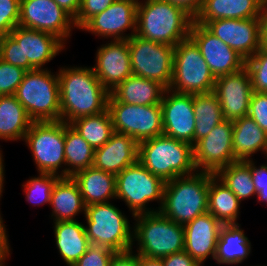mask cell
<instances>
[{"instance_id": "7a4b0ae2", "label": "cell", "mask_w": 267, "mask_h": 266, "mask_svg": "<svg viewBox=\"0 0 267 266\" xmlns=\"http://www.w3.org/2000/svg\"><path fill=\"white\" fill-rule=\"evenodd\" d=\"M194 18L180 6L164 0H139L135 35L176 46L189 37Z\"/></svg>"}, {"instance_id": "f5cc1de1", "label": "cell", "mask_w": 267, "mask_h": 266, "mask_svg": "<svg viewBox=\"0 0 267 266\" xmlns=\"http://www.w3.org/2000/svg\"><path fill=\"white\" fill-rule=\"evenodd\" d=\"M1 147V146H0ZM3 153H2V148H0V199L3 196V190H4V182H5V163L3 160Z\"/></svg>"}, {"instance_id": "db71d44e", "label": "cell", "mask_w": 267, "mask_h": 266, "mask_svg": "<svg viewBox=\"0 0 267 266\" xmlns=\"http://www.w3.org/2000/svg\"><path fill=\"white\" fill-rule=\"evenodd\" d=\"M259 20L261 27H267V0H261L260 2Z\"/></svg>"}, {"instance_id": "2e32d148", "label": "cell", "mask_w": 267, "mask_h": 266, "mask_svg": "<svg viewBox=\"0 0 267 266\" xmlns=\"http://www.w3.org/2000/svg\"><path fill=\"white\" fill-rule=\"evenodd\" d=\"M189 37L199 48L215 78L238 72L245 67L246 60L242 56L194 20Z\"/></svg>"}, {"instance_id": "d6a6232c", "label": "cell", "mask_w": 267, "mask_h": 266, "mask_svg": "<svg viewBox=\"0 0 267 266\" xmlns=\"http://www.w3.org/2000/svg\"><path fill=\"white\" fill-rule=\"evenodd\" d=\"M193 112L196 117L194 144L224 121L221 105L214 91L193 95Z\"/></svg>"}, {"instance_id": "4dcf8cb0", "label": "cell", "mask_w": 267, "mask_h": 266, "mask_svg": "<svg viewBox=\"0 0 267 266\" xmlns=\"http://www.w3.org/2000/svg\"><path fill=\"white\" fill-rule=\"evenodd\" d=\"M32 122L15 95L0 96V140L23 141Z\"/></svg>"}, {"instance_id": "e575fe53", "label": "cell", "mask_w": 267, "mask_h": 266, "mask_svg": "<svg viewBox=\"0 0 267 266\" xmlns=\"http://www.w3.org/2000/svg\"><path fill=\"white\" fill-rule=\"evenodd\" d=\"M70 125L94 149L103 146L114 133L112 118L108 109L97 115L77 118Z\"/></svg>"}, {"instance_id": "8fae6325", "label": "cell", "mask_w": 267, "mask_h": 266, "mask_svg": "<svg viewBox=\"0 0 267 266\" xmlns=\"http://www.w3.org/2000/svg\"><path fill=\"white\" fill-rule=\"evenodd\" d=\"M114 132L131 136L137 143L163 135L160 105H133L108 98Z\"/></svg>"}, {"instance_id": "d590c367", "label": "cell", "mask_w": 267, "mask_h": 266, "mask_svg": "<svg viewBox=\"0 0 267 266\" xmlns=\"http://www.w3.org/2000/svg\"><path fill=\"white\" fill-rule=\"evenodd\" d=\"M215 175L238 197L240 202L257 196L250 171V160L231 163L221 168Z\"/></svg>"}, {"instance_id": "44dd1931", "label": "cell", "mask_w": 267, "mask_h": 266, "mask_svg": "<svg viewBox=\"0 0 267 266\" xmlns=\"http://www.w3.org/2000/svg\"><path fill=\"white\" fill-rule=\"evenodd\" d=\"M214 92L220 102L224 120L234 121L248 116L253 89L245 67L238 72L217 77Z\"/></svg>"}, {"instance_id": "816d5d0a", "label": "cell", "mask_w": 267, "mask_h": 266, "mask_svg": "<svg viewBox=\"0 0 267 266\" xmlns=\"http://www.w3.org/2000/svg\"><path fill=\"white\" fill-rule=\"evenodd\" d=\"M139 266H164L161 259L149 258L139 255Z\"/></svg>"}, {"instance_id": "484cf974", "label": "cell", "mask_w": 267, "mask_h": 266, "mask_svg": "<svg viewBox=\"0 0 267 266\" xmlns=\"http://www.w3.org/2000/svg\"><path fill=\"white\" fill-rule=\"evenodd\" d=\"M233 122V152L237 161L253 159L255 153L265 154L267 159V133L249 116ZM252 157V158H251Z\"/></svg>"}, {"instance_id": "836d02e7", "label": "cell", "mask_w": 267, "mask_h": 266, "mask_svg": "<svg viewBox=\"0 0 267 266\" xmlns=\"http://www.w3.org/2000/svg\"><path fill=\"white\" fill-rule=\"evenodd\" d=\"M64 149L66 177L93 166L95 149L66 122Z\"/></svg>"}, {"instance_id": "4316f807", "label": "cell", "mask_w": 267, "mask_h": 266, "mask_svg": "<svg viewBox=\"0 0 267 266\" xmlns=\"http://www.w3.org/2000/svg\"><path fill=\"white\" fill-rule=\"evenodd\" d=\"M261 0H204L194 21L206 25L215 19L259 18Z\"/></svg>"}, {"instance_id": "9a60e30c", "label": "cell", "mask_w": 267, "mask_h": 266, "mask_svg": "<svg viewBox=\"0 0 267 266\" xmlns=\"http://www.w3.org/2000/svg\"><path fill=\"white\" fill-rule=\"evenodd\" d=\"M138 1L116 0L104 11L93 16L80 30L90 32L100 39L128 40L136 32ZM127 30L131 32L126 34Z\"/></svg>"}, {"instance_id": "ba28073f", "label": "cell", "mask_w": 267, "mask_h": 266, "mask_svg": "<svg viewBox=\"0 0 267 266\" xmlns=\"http://www.w3.org/2000/svg\"><path fill=\"white\" fill-rule=\"evenodd\" d=\"M165 182L152 174L139 161L116 175V200L124 201L132 217L159 211L163 202ZM158 207L148 208L149 202Z\"/></svg>"}, {"instance_id": "7bdbcfd3", "label": "cell", "mask_w": 267, "mask_h": 266, "mask_svg": "<svg viewBox=\"0 0 267 266\" xmlns=\"http://www.w3.org/2000/svg\"><path fill=\"white\" fill-rule=\"evenodd\" d=\"M248 116L267 133V93H252Z\"/></svg>"}, {"instance_id": "ee69618b", "label": "cell", "mask_w": 267, "mask_h": 266, "mask_svg": "<svg viewBox=\"0 0 267 266\" xmlns=\"http://www.w3.org/2000/svg\"><path fill=\"white\" fill-rule=\"evenodd\" d=\"M0 59L22 68L21 46L10 34L0 36Z\"/></svg>"}, {"instance_id": "e0dca14e", "label": "cell", "mask_w": 267, "mask_h": 266, "mask_svg": "<svg viewBox=\"0 0 267 266\" xmlns=\"http://www.w3.org/2000/svg\"><path fill=\"white\" fill-rule=\"evenodd\" d=\"M163 135L194 145L193 95L166 89L160 103Z\"/></svg>"}, {"instance_id": "7402d4cb", "label": "cell", "mask_w": 267, "mask_h": 266, "mask_svg": "<svg viewBox=\"0 0 267 266\" xmlns=\"http://www.w3.org/2000/svg\"><path fill=\"white\" fill-rule=\"evenodd\" d=\"M223 224L209 212L184 225V251L201 266L215 258L219 232Z\"/></svg>"}, {"instance_id": "cb8c5ba5", "label": "cell", "mask_w": 267, "mask_h": 266, "mask_svg": "<svg viewBox=\"0 0 267 266\" xmlns=\"http://www.w3.org/2000/svg\"><path fill=\"white\" fill-rule=\"evenodd\" d=\"M72 178L79 186L85 206L116 199V175L112 173L91 166L78 171Z\"/></svg>"}, {"instance_id": "5bb4252c", "label": "cell", "mask_w": 267, "mask_h": 266, "mask_svg": "<svg viewBox=\"0 0 267 266\" xmlns=\"http://www.w3.org/2000/svg\"><path fill=\"white\" fill-rule=\"evenodd\" d=\"M193 160L197 171L216 174L221 168L236 162L233 152V122L224 120L193 145Z\"/></svg>"}, {"instance_id": "4fadbf2b", "label": "cell", "mask_w": 267, "mask_h": 266, "mask_svg": "<svg viewBox=\"0 0 267 266\" xmlns=\"http://www.w3.org/2000/svg\"><path fill=\"white\" fill-rule=\"evenodd\" d=\"M19 26L55 35L65 45L76 28L74 19L54 0H20Z\"/></svg>"}, {"instance_id": "60d3db41", "label": "cell", "mask_w": 267, "mask_h": 266, "mask_svg": "<svg viewBox=\"0 0 267 266\" xmlns=\"http://www.w3.org/2000/svg\"><path fill=\"white\" fill-rule=\"evenodd\" d=\"M115 253L108 247L90 244L87 251L72 266H109Z\"/></svg>"}, {"instance_id": "f907efd6", "label": "cell", "mask_w": 267, "mask_h": 266, "mask_svg": "<svg viewBox=\"0 0 267 266\" xmlns=\"http://www.w3.org/2000/svg\"><path fill=\"white\" fill-rule=\"evenodd\" d=\"M1 200V199H0ZM3 216L1 215L0 210V242L11 252L10 243L8 239V231L6 230V226L4 224Z\"/></svg>"}, {"instance_id": "3957f363", "label": "cell", "mask_w": 267, "mask_h": 266, "mask_svg": "<svg viewBox=\"0 0 267 266\" xmlns=\"http://www.w3.org/2000/svg\"><path fill=\"white\" fill-rule=\"evenodd\" d=\"M213 173L196 171L165 182L159 212L177 224L185 225L208 212L209 182Z\"/></svg>"}, {"instance_id": "7dc6e473", "label": "cell", "mask_w": 267, "mask_h": 266, "mask_svg": "<svg viewBox=\"0 0 267 266\" xmlns=\"http://www.w3.org/2000/svg\"><path fill=\"white\" fill-rule=\"evenodd\" d=\"M109 266H139V255L134 250L116 252Z\"/></svg>"}, {"instance_id": "bcb514c9", "label": "cell", "mask_w": 267, "mask_h": 266, "mask_svg": "<svg viewBox=\"0 0 267 266\" xmlns=\"http://www.w3.org/2000/svg\"><path fill=\"white\" fill-rule=\"evenodd\" d=\"M164 266H201L187 252L180 251L161 258Z\"/></svg>"}, {"instance_id": "f35d334b", "label": "cell", "mask_w": 267, "mask_h": 266, "mask_svg": "<svg viewBox=\"0 0 267 266\" xmlns=\"http://www.w3.org/2000/svg\"><path fill=\"white\" fill-rule=\"evenodd\" d=\"M26 70L0 59V96L15 95Z\"/></svg>"}, {"instance_id": "ffe728a7", "label": "cell", "mask_w": 267, "mask_h": 266, "mask_svg": "<svg viewBox=\"0 0 267 266\" xmlns=\"http://www.w3.org/2000/svg\"><path fill=\"white\" fill-rule=\"evenodd\" d=\"M92 69L103 87L113 91L133 74L128 40H110L97 48Z\"/></svg>"}, {"instance_id": "ab89813d", "label": "cell", "mask_w": 267, "mask_h": 266, "mask_svg": "<svg viewBox=\"0 0 267 266\" xmlns=\"http://www.w3.org/2000/svg\"><path fill=\"white\" fill-rule=\"evenodd\" d=\"M20 0H0V36L19 25Z\"/></svg>"}, {"instance_id": "277c9868", "label": "cell", "mask_w": 267, "mask_h": 266, "mask_svg": "<svg viewBox=\"0 0 267 266\" xmlns=\"http://www.w3.org/2000/svg\"><path fill=\"white\" fill-rule=\"evenodd\" d=\"M138 161L164 182L197 171L193 146L165 135L138 143Z\"/></svg>"}, {"instance_id": "7c38bea8", "label": "cell", "mask_w": 267, "mask_h": 266, "mask_svg": "<svg viewBox=\"0 0 267 266\" xmlns=\"http://www.w3.org/2000/svg\"><path fill=\"white\" fill-rule=\"evenodd\" d=\"M133 75L169 88L173 75L174 46L133 35L128 39Z\"/></svg>"}, {"instance_id": "8d00e7d4", "label": "cell", "mask_w": 267, "mask_h": 266, "mask_svg": "<svg viewBox=\"0 0 267 266\" xmlns=\"http://www.w3.org/2000/svg\"><path fill=\"white\" fill-rule=\"evenodd\" d=\"M60 177L55 174L39 173L38 176L29 178L22 187L25 199L33 206L50 205L51 192L54 184Z\"/></svg>"}, {"instance_id": "c3c4849f", "label": "cell", "mask_w": 267, "mask_h": 266, "mask_svg": "<svg viewBox=\"0 0 267 266\" xmlns=\"http://www.w3.org/2000/svg\"><path fill=\"white\" fill-rule=\"evenodd\" d=\"M180 6L193 18L199 13L204 0H164Z\"/></svg>"}, {"instance_id": "5b68a950", "label": "cell", "mask_w": 267, "mask_h": 266, "mask_svg": "<svg viewBox=\"0 0 267 266\" xmlns=\"http://www.w3.org/2000/svg\"><path fill=\"white\" fill-rule=\"evenodd\" d=\"M133 219L132 245L137 247L136 254L161 259L184 250V225L175 223L159 211L136 215Z\"/></svg>"}, {"instance_id": "ac0fdd59", "label": "cell", "mask_w": 267, "mask_h": 266, "mask_svg": "<svg viewBox=\"0 0 267 266\" xmlns=\"http://www.w3.org/2000/svg\"><path fill=\"white\" fill-rule=\"evenodd\" d=\"M205 27L245 60L251 58L260 49L259 18L215 19L209 21Z\"/></svg>"}, {"instance_id": "681fc988", "label": "cell", "mask_w": 267, "mask_h": 266, "mask_svg": "<svg viewBox=\"0 0 267 266\" xmlns=\"http://www.w3.org/2000/svg\"><path fill=\"white\" fill-rule=\"evenodd\" d=\"M64 11H66L73 19L76 18L80 0H54Z\"/></svg>"}, {"instance_id": "1f68e13d", "label": "cell", "mask_w": 267, "mask_h": 266, "mask_svg": "<svg viewBox=\"0 0 267 266\" xmlns=\"http://www.w3.org/2000/svg\"><path fill=\"white\" fill-rule=\"evenodd\" d=\"M241 202L214 174L209 182L208 212L222 224H238Z\"/></svg>"}, {"instance_id": "83f0119b", "label": "cell", "mask_w": 267, "mask_h": 266, "mask_svg": "<svg viewBox=\"0 0 267 266\" xmlns=\"http://www.w3.org/2000/svg\"><path fill=\"white\" fill-rule=\"evenodd\" d=\"M241 224H223L217 241L214 260L219 265H238L251 254V242Z\"/></svg>"}, {"instance_id": "8992f818", "label": "cell", "mask_w": 267, "mask_h": 266, "mask_svg": "<svg viewBox=\"0 0 267 266\" xmlns=\"http://www.w3.org/2000/svg\"><path fill=\"white\" fill-rule=\"evenodd\" d=\"M15 96L33 122L61 120L57 71L48 67L26 71Z\"/></svg>"}, {"instance_id": "11a10c76", "label": "cell", "mask_w": 267, "mask_h": 266, "mask_svg": "<svg viewBox=\"0 0 267 266\" xmlns=\"http://www.w3.org/2000/svg\"><path fill=\"white\" fill-rule=\"evenodd\" d=\"M260 49L267 50V27H261Z\"/></svg>"}, {"instance_id": "f546056e", "label": "cell", "mask_w": 267, "mask_h": 266, "mask_svg": "<svg viewBox=\"0 0 267 266\" xmlns=\"http://www.w3.org/2000/svg\"><path fill=\"white\" fill-rule=\"evenodd\" d=\"M166 88L157 81L131 75L110 94L118 101L133 105H160Z\"/></svg>"}, {"instance_id": "d4e9b609", "label": "cell", "mask_w": 267, "mask_h": 266, "mask_svg": "<svg viewBox=\"0 0 267 266\" xmlns=\"http://www.w3.org/2000/svg\"><path fill=\"white\" fill-rule=\"evenodd\" d=\"M50 206L51 219L58 221H75L81 212L85 214V205L78 184L72 177H60L53 186Z\"/></svg>"}, {"instance_id": "6f0895ef", "label": "cell", "mask_w": 267, "mask_h": 266, "mask_svg": "<svg viewBox=\"0 0 267 266\" xmlns=\"http://www.w3.org/2000/svg\"><path fill=\"white\" fill-rule=\"evenodd\" d=\"M9 256H11V253L4 259V260H2L1 262H0V266H6L5 264V262L6 261H8V259L10 258Z\"/></svg>"}, {"instance_id": "52a82bcc", "label": "cell", "mask_w": 267, "mask_h": 266, "mask_svg": "<svg viewBox=\"0 0 267 266\" xmlns=\"http://www.w3.org/2000/svg\"><path fill=\"white\" fill-rule=\"evenodd\" d=\"M124 214L112 202L86 206L85 232L89 243L108 247L115 252L132 250L133 225Z\"/></svg>"}, {"instance_id": "6da1fadb", "label": "cell", "mask_w": 267, "mask_h": 266, "mask_svg": "<svg viewBox=\"0 0 267 266\" xmlns=\"http://www.w3.org/2000/svg\"><path fill=\"white\" fill-rule=\"evenodd\" d=\"M57 73L61 121L70 124L77 118L107 110L110 93L103 87L92 67L62 66Z\"/></svg>"}, {"instance_id": "9c48e42d", "label": "cell", "mask_w": 267, "mask_h": 266, "mask_svg": "<svg viewBox=\"0 0 267 266\" xmlns=\"http://www.w3.org/2000/svg\"><path fill=\"white\" fill-rule=\"evenodd\" d=\"M23 141L31 150L38 173L66 177L65 122H32Z\"/></svg>"}, {"instance_id": "f6af8a7d", "label": "cell", "mask_w": 267, "mask_h": 266, "mask_svg": "<svg viewBox=\"0 0 267 266\" xmlns=\"http://www.w3.org/2000/svg\"><path fill=\"white\" fill-rule=\"evenodd\" d=\"M254 159L250 160V171L257 191V200L267 204V163L257 166Z\"/></svg>"}, {"instance_id": "b9f144b4", "label": "cell", "mask_w": 267, "mask_h": 266, "mask_svg": "<svg viewBox=\"0 0 267 266\" xmlns=\"http://www.w3.org/2000/svg\"><path fill=\"white\" fill-rule=\"evenodd\" d=\"M116 0H80V7L74 24L76 29H81L93 16L104 11Z\"/></svg>"}, {"instance_id": "74e56055", "label": "cell", "mask_w": 267, "mask_h": 266, "mask_svg": "<svg viewBox=\"0 0 267 266\" xmlns=\"http://www.w3.org/2000/svg\"><path fill=\"white\" fill-rule=\"evenodd\" d=\"M253 92L267 93V50L259 49L245 62Z\"/></svg>"}, {"instance_id": "d6986e66", "label": "cell", "mask_w": 267, "mask_h": 266, "mask_svg": "<svg viewBox=\"0 0 267 266\" xmlns=\"http://www.w3.org/2000/svg\"><path fill=\"white\" fill-rule=\"evenodd\" d=\"M9 34L21 46L22 68L26 71L45 69L44 65L66 50L58 37L43 31L18 25Z\"/></svg>"}, {"instance_id": "f1b7e54d", "label": "cell", "mask_w": 267, "mask_h": 266, "mask_svg": "<svg viewBox=\"0 0 267 266\" xmlns=\"http://www.w3.org/2000/svg\"><path fill=\"white\" fill-rule=\"evenodd\" d=\"M84 225L78 220L53 223L55 246L67 266H72L90 245Z\"/></svg>"}, {"instance_id": "30bf717a", "label": "cell", "mask_w": 267, "mask_h": 266, "mask_svg": "<svg viewBox=\"0 0 267 266\" xmlns=\"http://www.w3.org/2000/svg\"><path fill=\"white\" fill-rule=\"evenodd\" d=\"M215 81L199 48L190 37L174 47L173 75L168 89L192 95L208 93L214 91Z\"/></svg>"}, {"instance_id": "9f6ffc18", "label": "cell", "mask_w": 267, "mask_h": 266, "mask_svg": "<svg viewBox=\"0 0 267 266\" xmlns=\"http://www.w3.org/2000/svg\"><path fill=\"white\" fill-rule=\"evenodd\" d=\"M11 252L0 242V262L4 260Z\"/></svg>"}, {"instance_id": "603a6c76", "label": "cell", "mask_w": 267, "mask_h": 266, "mask_svg": "<svg viewBox=\"0 0 267 266\" xmlns=\"http://www.w3.org/2000/svg\"><path fill=\"white\" fill-rule=\"evenodd\" d=\"M137 161L138 143L131 136L114 132L103 146L95 149L93 166L117 175Z\"/></svg>"}]
</instances>
